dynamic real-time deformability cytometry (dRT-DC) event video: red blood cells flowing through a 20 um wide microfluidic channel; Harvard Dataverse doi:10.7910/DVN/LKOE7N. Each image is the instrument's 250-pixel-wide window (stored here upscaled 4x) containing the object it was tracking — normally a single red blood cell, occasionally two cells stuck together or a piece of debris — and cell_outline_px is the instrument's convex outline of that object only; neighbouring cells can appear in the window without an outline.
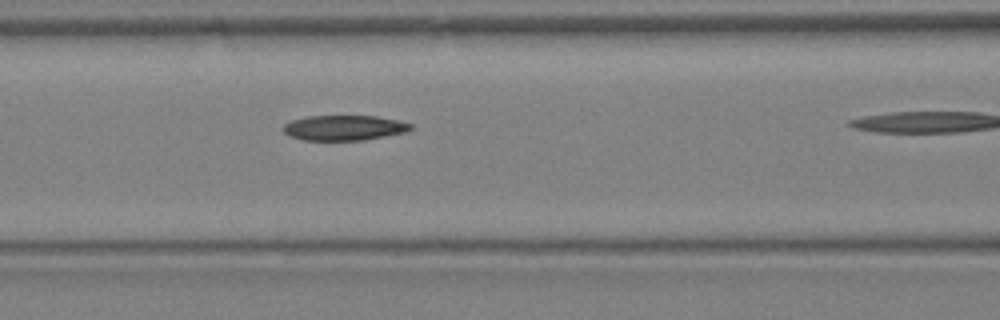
{"species": "Egyptian fruit bat (a non-hibernating species)", "species_latin": "Rousettus aegyptiacus", "temperature_condition": "warm", "stored_images_in_passage": 12, "camera_frame_rate_fps": 3000, "um_per_image_px": 0.085, "animal": {"sex": "female"}, "frame": {"image": 1, "passage_image": 9, "time_ms": 2.667, "image_size_px": [1000, 320], "cell_outline_px": [[412, 128], [408, 132], [364, 140], [300, 140], [288, 136], [284, 132], [284, 124], [292, 120], [304, 116], [376, 116], [396, 120], [412, 124]], "centroid_in_image_um": [29.23, 10.87], "position_along_channel_um": 137.4, "area_um2": 18.79}}